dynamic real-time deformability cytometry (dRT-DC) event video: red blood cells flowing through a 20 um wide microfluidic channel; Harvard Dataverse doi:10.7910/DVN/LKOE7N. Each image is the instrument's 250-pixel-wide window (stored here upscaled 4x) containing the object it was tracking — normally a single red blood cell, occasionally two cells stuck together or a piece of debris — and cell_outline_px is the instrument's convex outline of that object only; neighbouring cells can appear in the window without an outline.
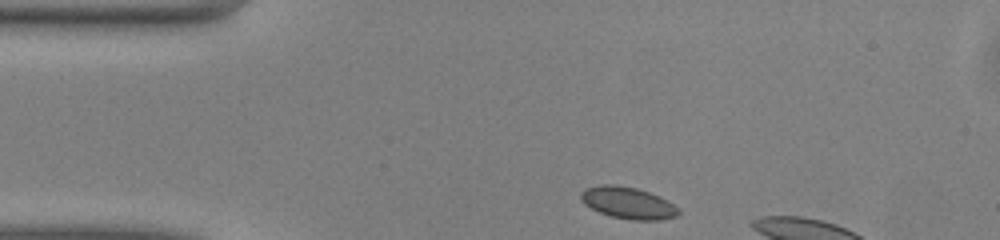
{"species": "common noctule bat (a hibernating species)", "species_latin": "Nyctalus noctula", "temperature_condition": "warm", "stored_images_in_passage": 5, "camera_frame_rate_fps": 3000, "um_per_image_px": 0.085, "animal": {"sex": "male", "body_mass_g": 13.0, "forearm_length_mm": 53.1}, "frame": {"image": 1, "passage_image": 1, "time_ms": 0.0, "image_size_px": [1000, 240], "cell_outline_px": [[680, 212], [676, 216], [660, 220], [632, 220], [612, 216], [600, 212], [584, 204], [580, 200], [580, 192], [584, 188], [600, 184], [616, 184], [636, 188], [660, 196], [680, 208]], "centroid_in_image_um": [53.37, 17.23], "position_along_channel_um": 31.6, "area_um2": 18.21}}